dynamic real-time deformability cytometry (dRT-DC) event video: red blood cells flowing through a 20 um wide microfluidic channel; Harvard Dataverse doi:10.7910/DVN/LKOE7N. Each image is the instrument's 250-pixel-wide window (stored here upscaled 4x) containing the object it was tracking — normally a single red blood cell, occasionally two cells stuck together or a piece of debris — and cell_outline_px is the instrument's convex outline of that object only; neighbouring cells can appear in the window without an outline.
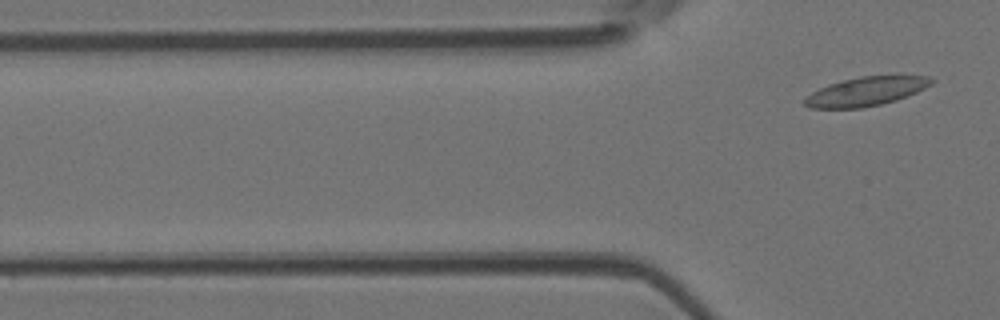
{"species": "Egyptian fruit bat (a non-hibernating species)", "species_latin": "Rousettus aegyptiacus", "temperature_condition": "room temperature", "stored_images_in_passage": 6, "camera_frame_rate_fps": 3000, "um_per_image_px": 0.085, "animal": {"sex": "female"}, "frame": {"image": 1, "passage_image": 6, "time_ms": 1.667, "image_size_px": [1000, 320], "cell_outline_px": [[932, 84], [916, 92], [896, 100], [880, 104], [860, 108], [808, 108], [804, 104], [804, 100], [812, 92], [828, 84], [860, 76], [896, 72], [900, 72], [928, 76], [932, 80]], "centroid_in_image_um": [73.7, 7.71], "position_along_channel_um": 52.1, "area_um2": 22.02}}